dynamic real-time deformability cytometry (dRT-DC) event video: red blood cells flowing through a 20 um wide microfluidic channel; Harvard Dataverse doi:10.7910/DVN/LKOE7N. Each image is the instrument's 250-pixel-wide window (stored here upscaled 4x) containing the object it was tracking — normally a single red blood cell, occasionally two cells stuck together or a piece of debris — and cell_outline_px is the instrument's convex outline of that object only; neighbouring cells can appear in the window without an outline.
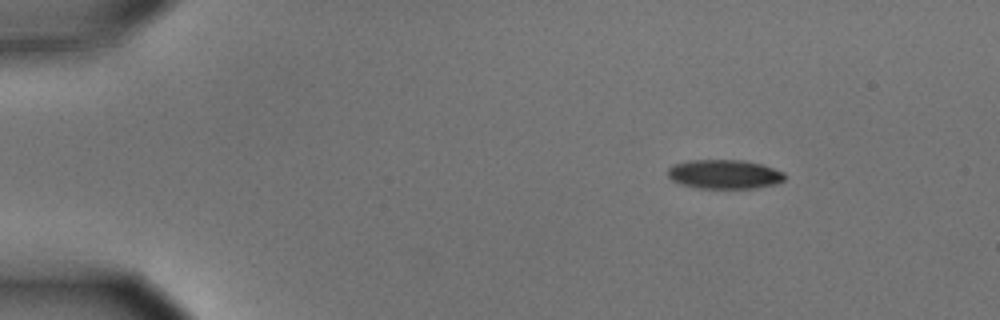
{"species": "common noctule bat (a hibernating species)", "species_latin": "Nyctalus noctula", "temperature_condition": "cold", "stored_images_in_passage": 8, "camera_frame_rate_fps": 3000, "um_per_image_px": 0.085, "animal": {"sex": "male", "body_mass_g": 15.6}, "frame": {"image": 1, "passage_image": 2, "time_ms": 0.333, "image_size_px": [1000, 320], "cell_outline_px": [[784, 180], [776, 184], [756, 188], [700, 188], [680, 184], [672, 180], [668, 176], [668, 168], [672, 164], [688, 160], [744, 160], [760, 164], [784, 172]], "centroid_in_image_um": [61.55, 14.81], "position_along_channel_um": 23.5, "area_um2": 19.88}}
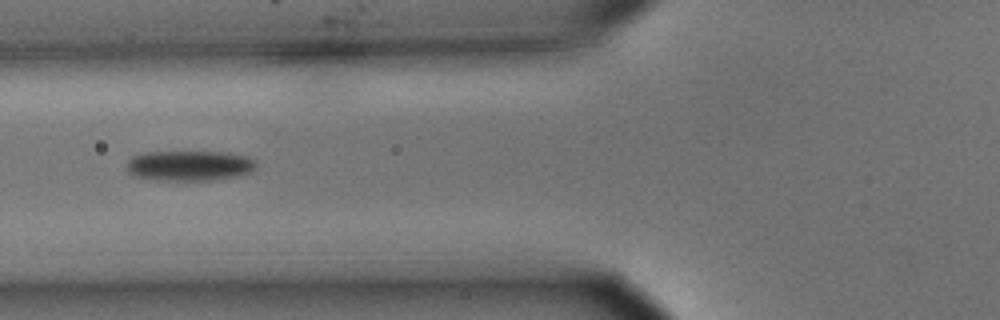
{"frame": {"image": 2, "passage_image": 6, "time_ms": 1.667, "image_size_px": [1000, 320], "cell_outline_px": [[256, 168], [252, 172], [236, 176], [216, 180], [148, 180], [136, 176], [128, 172], [128, 160], [132, 156], [148, 152], [220, 152], [248, 156], [256, 160]], "centroid_in_image_um": [16.13, 14.09], "position_along_channel_um": 109.7, "area_um2": 22.95}}
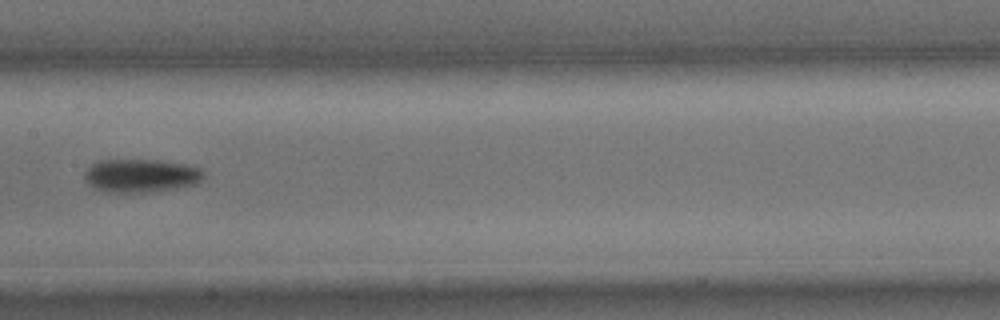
{"frame": {"image": 3, "passage_image": 8, "time_ms": 2.333, "image_size_px": [1000, 320], "cell_outline_px": [[204, 176], [196, 184], [176, 188], [148, 192], [108, 192], [96, 188], [84, 180], [84, 172], [92, 164], [100, 160], [160, 160], [184, 164], [200, 168], [204, 172]], "centroid_in_image_um": [11.98, 14.92], "position_along_channel_um": 195.4, "area_um2": 23.0}}